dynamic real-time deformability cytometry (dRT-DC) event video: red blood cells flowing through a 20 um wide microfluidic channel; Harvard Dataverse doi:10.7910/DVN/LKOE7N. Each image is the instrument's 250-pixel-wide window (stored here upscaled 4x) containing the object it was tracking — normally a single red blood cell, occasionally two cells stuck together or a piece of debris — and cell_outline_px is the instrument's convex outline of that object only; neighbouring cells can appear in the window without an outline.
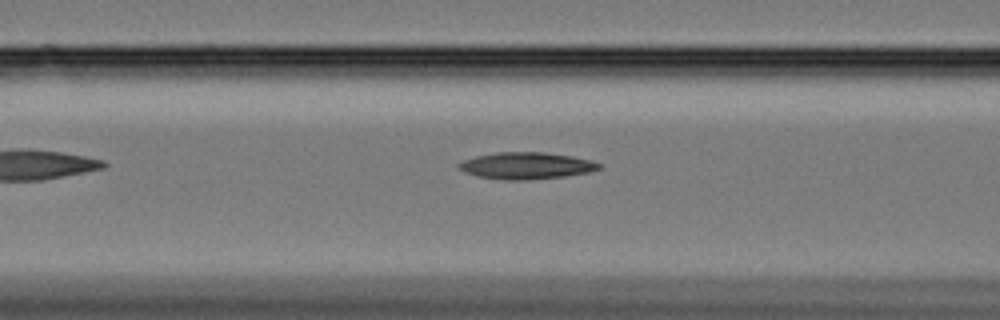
{"species": "Egyptian fruit bat (a non-hibernating species)", "species_latin": "Rousettus aegyptiacus", "temperature_condition": "cold", "stored_images_in_passage": 7, "camera_frame_rate_fps": 3000, "um_per_image_px": 0.085, "animal": {"sex": "female"}, "frame": {"image": 1, "passage_image": 5, "time_ms": 1.333, "image_size_px": [1000, 320], "cell_outline_px": [[600, 168], [588, 172], [564, 176], [524, 180], [504, 180], [480, 176], [468, 172], [460, 168], [456, 164], [464, 160], [476, 156], [496, 152], [544, 152], [572, 156], [592, 160], [600, 164]], "centroid_in_image_um": [44.75, 14.07], "position_along_channel_um": 121.8, "area_um2": 21.56}}